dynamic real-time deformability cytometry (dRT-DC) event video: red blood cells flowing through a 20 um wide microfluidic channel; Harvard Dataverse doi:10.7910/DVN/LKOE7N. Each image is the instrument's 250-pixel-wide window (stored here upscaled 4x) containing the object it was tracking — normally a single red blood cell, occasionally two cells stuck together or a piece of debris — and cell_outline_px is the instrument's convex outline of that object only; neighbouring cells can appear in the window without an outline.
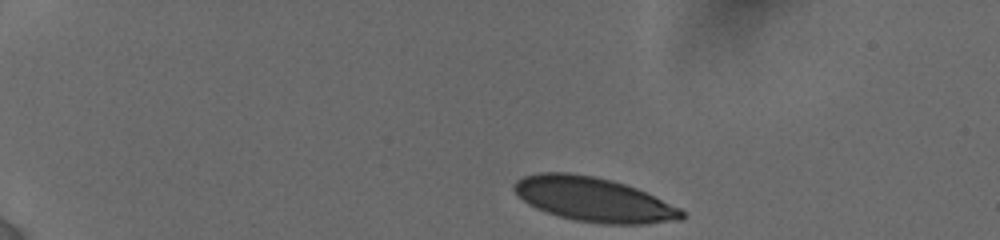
{"species": "human", "species_latin": "Homo sapiens", "temperature_condition": "cold", "stored_images_in_passage": 6, "camera_frame_rate_fps": 3000, "um_per_image_px": 0.085, "donor": {"sex": "female"}, "frame": {"image": 1, "passage_image": 1, "time_ms": 0.0, "image_size_px": [1000, 240], "cell_outline_px": [[684, 216], [680, 220], [644, 224], [600, 224], [576, 220], [560, 216], [536, 208], [528, 204], [512, 188], [512, 184], [516, 180], [524, 176], [540, 172], [568, 172], [596, 176], [612, 180], [636, 188], [680, 208], [684, 212]], "centroid_in_image_um": [50.44, 16.95], "position_along_channel_um": 34.6, "area_um2": 43.12}}
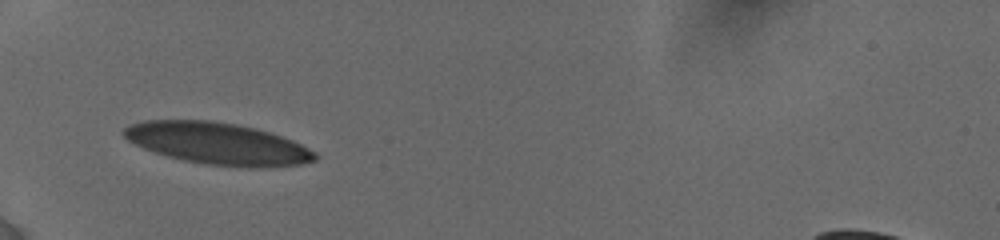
{"frame": {"image": 2, "passage_image": 5, "time_ms": 3.0, "image_size_px": [1000, 240], "cell_outline_px": [[316, 160], [300, 164], [264, 168], [244, 168], [204, 164], [184, 160], [168, 156], [144, 148], [128, 140], [120, 132], [128, 124], [144, 120], [208, 120], [236, 124], [268, 132], [292, 140], [316, 152]], "centroid_in_image_um": [18.48, 12.21], "position_along_channel_um": 66.5, "area_um2": 46.53}}